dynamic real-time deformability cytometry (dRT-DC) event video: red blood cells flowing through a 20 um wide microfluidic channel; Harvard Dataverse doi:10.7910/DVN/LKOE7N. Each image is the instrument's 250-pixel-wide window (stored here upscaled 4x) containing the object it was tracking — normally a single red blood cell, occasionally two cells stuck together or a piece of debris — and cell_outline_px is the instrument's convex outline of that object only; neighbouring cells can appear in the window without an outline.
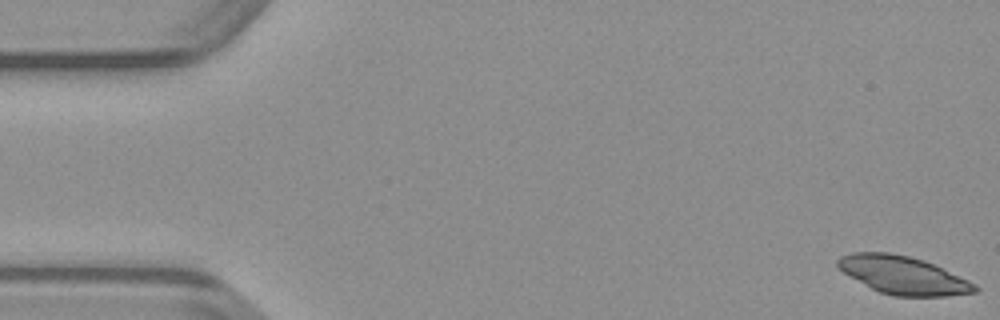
{"species": "common noctule bat (a hibernating species)", "species_latin": "Nyctalus noctula", "temperature_condition": "warm", "stored_images_in_passage": 48, "camera_frame_rate_fps": 3000, "um_per_image_px": 0.085, "animal": {"sex": "male", "body_mass_g": 23.1, "forearm_length_mm": 52.7}, "frame": {"image": 1, "passage_image": 1, "time_ms": 0.0, "image_size_px": [1000, 320], "cell_outline_px": [[980, 288], [976, 292], [944, 296], [892, 296], [880, 292], [872, 288], [844, 272], [836, 264], [836, 260], [840, 256], [852, 252], [888, 252], [908, 256], [924, 260], [968, 280], [976, 284]], "centroid_in_image_um": [76.77, 23.38], "position_along_channel_um": 8.2, "area_um2": 30.0}}